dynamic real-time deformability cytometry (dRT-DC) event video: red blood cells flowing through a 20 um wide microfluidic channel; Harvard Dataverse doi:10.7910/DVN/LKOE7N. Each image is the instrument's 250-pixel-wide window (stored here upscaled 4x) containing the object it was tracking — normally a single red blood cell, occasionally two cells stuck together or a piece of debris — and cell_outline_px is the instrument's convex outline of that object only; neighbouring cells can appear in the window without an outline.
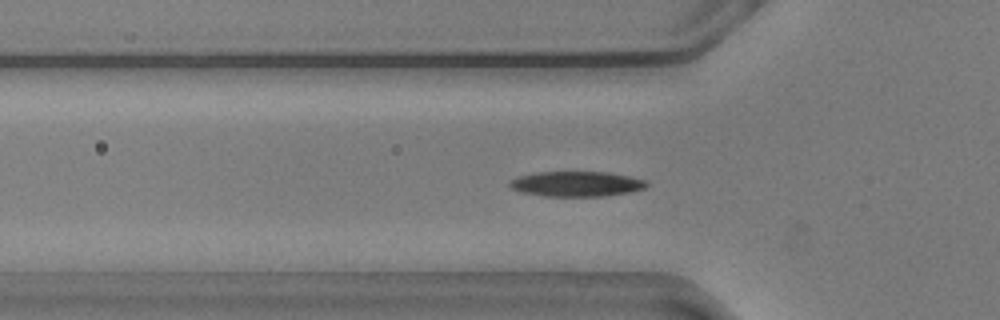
{"species": "common noctule bat (a hibernating species)", "species_latin": "Nyctalus noctula", "temperature_condition": "warm", "stored_images_in_passage": 41, "camera_frame_rate_fps": 3000, "um_per_image_px": 0.085, "animal": {"sex": "male", "body_mass_g": 20.5, "forearm_length_mm": 52.5}, "frame": {"image": 1, "passage_image": 2, "time_ms": 0.333, "image_size_px": [1000, 320], "cell_outline_px": [[648, 184], [644, 188], [632, 192], [604, 196], [544, 196], [520, 192], [512, 188], [508, 184], [516, 176], [536, 172], [608, 172], [628, 176], [644, 180]], "centroid_in_image_um": [48.97, 15.63], "position_along_channel_um": 76.8, "area_um2": 20.06}}
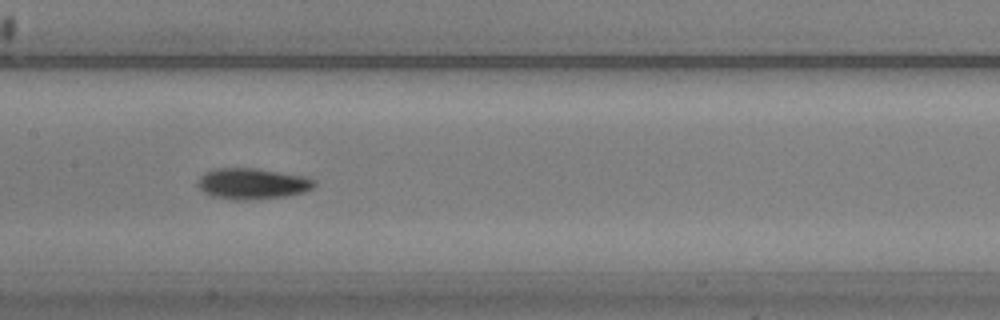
{"frame": {"image": 2, "passage_image": 11, "time_ms": 3.333, "image_size_px": [1000, 320], "cell_outline_px": [[316, 184], [312, 188], [304, 192], [288, 196], [248, 200], [236, 200], [212, 196], [204, 192], [196, 184], [196, 180], [204, 172], [212, 168], [256, 168], [304, 176], [316, 180]], "centroid_in_image_um": [21.42, 15.61], "position_along_channel_um": 186.0, "area_um2": 21.27}}
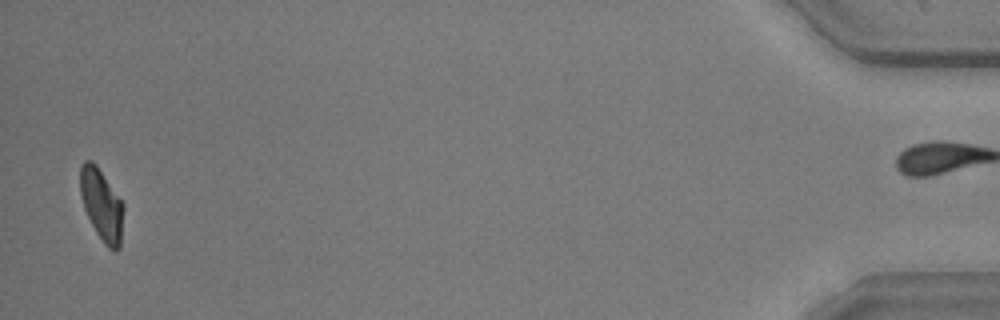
{"frame": {"image": 3, "passage_image": 39, "time_ms": 12.667, "image_size_px": [1000, 320], "cell_outline_px": [[124, 208], [120, 248], [116, 252], [112, 252], [104, 244], [96, 232], [84, 208], [80, 192], [80, 168], [84, 160], [92, 160], [96, 164], [124, 204]], "centroid_in_image_um": [8.65, 17.43], "position_along_channel_um": 426.5, "area_um2": 18.15}, "authors_computed_cell_mechanics": {"area_um2": 19.652, "velocity_mm_per_s": 3.5903, "shape_relaxation_time_tau1_ms": 3.2377, "shape_relaxation_time_tau2_ms": 4.7614, "deformation_change_tau1": 0.1494, "deformation_change_tau2": 0.1026}}